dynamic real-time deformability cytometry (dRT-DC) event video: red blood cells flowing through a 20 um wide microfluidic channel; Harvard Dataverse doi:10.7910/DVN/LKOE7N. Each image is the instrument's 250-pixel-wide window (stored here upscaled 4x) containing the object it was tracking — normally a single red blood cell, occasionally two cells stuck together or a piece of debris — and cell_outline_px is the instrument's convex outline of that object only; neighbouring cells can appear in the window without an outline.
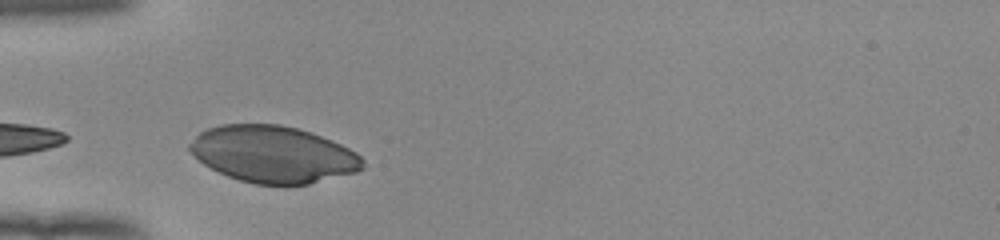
{"species": "human", "species_latin": "Homo sapiens", "temperature_condition": "room temperature", "stored_images_in_passage": 27, "camera_frame_rate_fps": 3000, "um_per_image_px": 0.085, "donor": {"sex": "female"}, "frame": {"image": 1, "passage_image": 1, "time_ms": 0.0, "image_size_px": [1000, 240], "cell_outline_px": [[364, 168], [356, 172], [308, 184], [256, 184], [240, 180], [228, 176], [204, 164], [188, 148], [188, 144], [200, 132], [208, 128], [220, 124], [280, 124], [296, 128], [332, 140], [356, 152], [364, 160]], "centroid_in_image_um": [23.23, 13.11], "position_along_channel_um": 61.8, "area_um2": 56.76}}
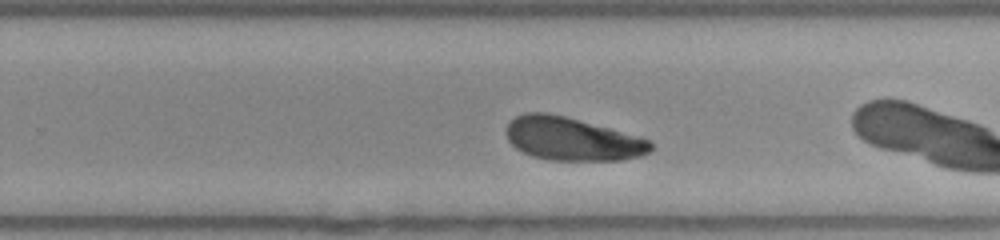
{"frame": {"image": 2, "passage_image": 16, "time_ms": 5.0, "image_size_px": [1000, 240], "cell_outline_px": [[652, 152], [640, 156], [620, 160], [552, 160], [532, 156], [516, 148], [508, 140], [504, 132], [508, 124], [516, 116], [524, 112], [548, 112], [564, 116], [640, 136], [648, 140], [652, 144]], "centroid_in_image_um": [48.62, 11.81], "position_along_channel_um": 281.2, "area_um2": 36.36}, "authors_computed_cell_mechanics": {"area_um2": 37.5122, "velocity_mm_per_s": 3.886, "shape_relaxation_time_tau1_ms": 1.9895, "shape_relaxation_time_tau2_ms": null, "deformation_change_tau1": 0.1031, "deformation_change_tau2": null}}